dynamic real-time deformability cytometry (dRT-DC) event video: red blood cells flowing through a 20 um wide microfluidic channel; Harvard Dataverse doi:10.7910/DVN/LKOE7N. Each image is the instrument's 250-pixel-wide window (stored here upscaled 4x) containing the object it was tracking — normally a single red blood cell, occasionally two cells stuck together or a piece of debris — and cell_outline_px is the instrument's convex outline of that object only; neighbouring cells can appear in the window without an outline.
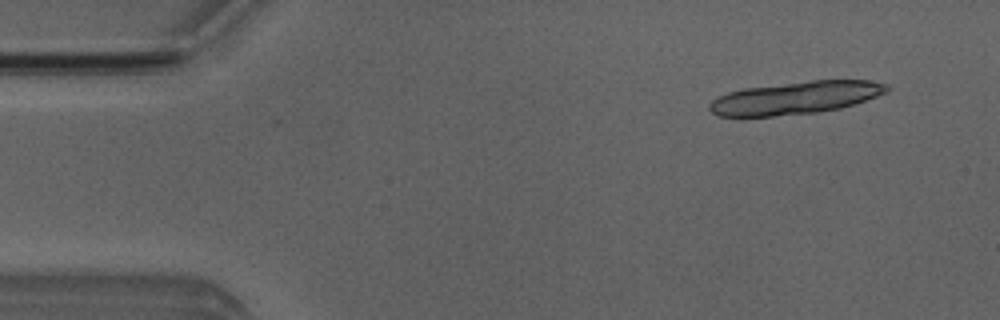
{"species": "Egyptian fruit bat (a non-hibernating species)", "species_latin": "Rousettus aegyptiacus", "temperature_condition": "room temperature", "stored_images_in_passage": 14, "camera_frame_rate_fps": 3000, "um_per_image_px": 0.085, "animal": {"sex": "male"}, "frame": {"image": 1, "passage_image": 1, "time_ms": 0.0, "image_size_px": [1000, 320], "cell_outline_px": [[892, 88], [888, 92], [840, 108], [816, 112], [772, 116], [716, 116], [708, 108], [708, 104], [712, 100], [728, 92], [744, 88], [812, 80], [868, 80], [888, 84]], "centroid_in_image_um": [67.62, 8.3], "position_along_channel_um": 17.4, "area_um2": 33.58}}